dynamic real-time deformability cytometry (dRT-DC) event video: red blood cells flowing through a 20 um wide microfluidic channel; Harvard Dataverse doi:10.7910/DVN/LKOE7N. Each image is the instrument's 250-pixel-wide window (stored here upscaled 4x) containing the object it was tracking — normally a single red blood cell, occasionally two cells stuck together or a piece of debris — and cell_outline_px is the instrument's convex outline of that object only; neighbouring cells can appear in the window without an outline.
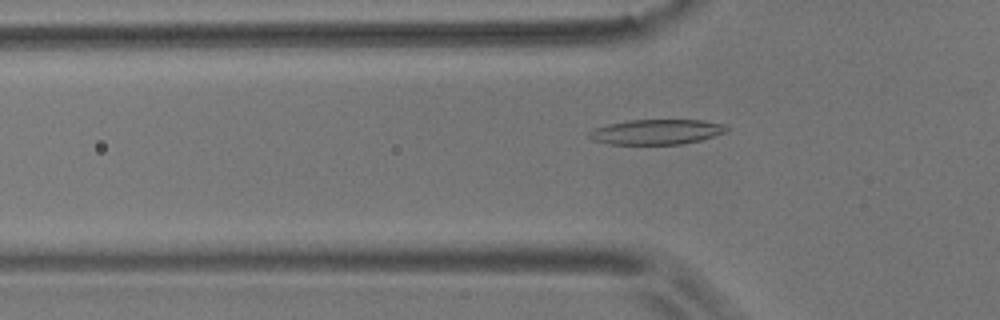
{"species": "common noctule bat (a hibernating species)", "species_latin": "Nyctalus noctula", "temperature_condition": "room temperature", "stored_images_in_passage": 22, "camera_frame_rate_fps": 3000, "um_per_image_px": 0.085, "animal": {"sex": "male", "body_mass_g": 17.9}, "frame": {"image": 1, "passage_image": 3, "time_ms": 0.667, "image_size_px": [1000, 320], "cell_outline_px": [[732, 128], [728, 132], [700, 140], [680, 144], [608, 144], [592, 140], [588, 136], [588, 132], [596, 128], [608, 124], [628, 120], [704, 120], [724, 124]], "centroid_in_image_um": [55.85, 11.2], "position_along_channel_um": 70.0, "area_um2": 20.23}}
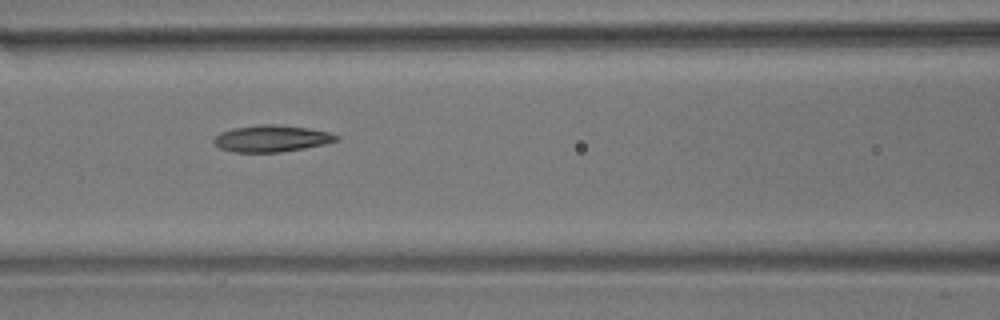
{"frame": {"image": 2, "passage_image": 9, "time_ms": 2.667, "image_size_px": [1000, 320], "cell_outline_px": [[340, 140], [324, 144], [304, 148], [280, 152], [232, 152], [220, 148], [212, 140], [220, 132], [232, 128], [256, 124], [276, 124], [308, 128], [328, 132], [340, 136]], "centroid_in_image_um": [23.08, 11.76], "position_along_channel_um": 143.5, "area_um2": 19.13}}
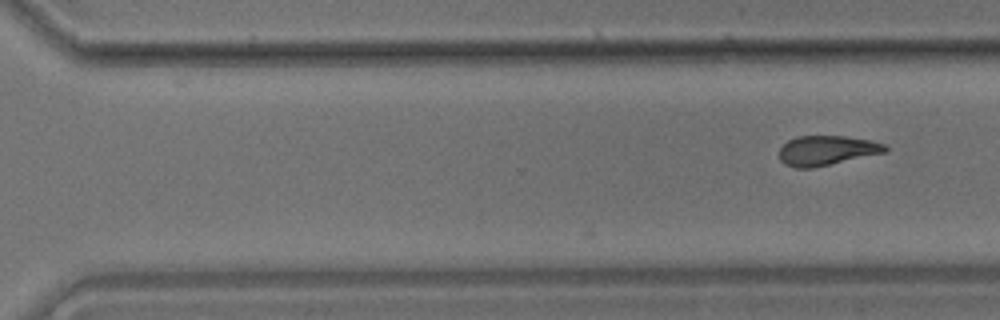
{"frame": {"image": 3, "passage_image": 22, "time_ms": 7.0, "image_size_px": [1000, 320], "cell_outline_px": [[888, 148], [884, 152], [812, 168], [796, 168], [784, 164], [780, 160], [780, 148], [788, 140], [796, 136], [844, 136], [868, 140], [884, 144]], "centroid_in_image_um": [70.21, 12.79], "position_along_channel_um": 300.4, "area_um2": 18.03}}